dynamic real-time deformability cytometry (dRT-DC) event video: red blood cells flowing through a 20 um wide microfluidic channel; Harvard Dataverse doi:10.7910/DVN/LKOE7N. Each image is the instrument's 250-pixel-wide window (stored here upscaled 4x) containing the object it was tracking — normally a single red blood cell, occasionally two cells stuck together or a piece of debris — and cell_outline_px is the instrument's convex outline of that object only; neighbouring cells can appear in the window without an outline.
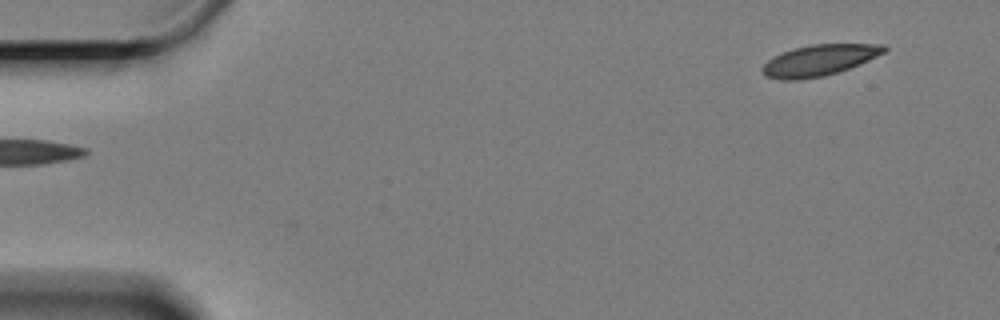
{"species": "Egyptian fruit bat (a non-hibernating species)", "species_latin": "Rousettus aegyptiacus", "temperature_condition": "cold", "stored_images_in_passage": 15, "camera_frame_rate_fps": 3000, "um_per_image_px": 0.085, "animal": {"sex": "female"}, "frame": {"image": 1, "passage_image": 1, "time_ms": 0.0, "image_size_px": [1000, 320], "cell_outline_px": [[888, 48], [884, 52], [868, 60], [848, 68], [824, 76], [796, 80], [780, 80], [768, 76], [760, 68], [768, 60], [792, 48], [812, 44], [884, 44]], "centroid_in_image_um": [69.63, 5.11], "position_along_channel_um": 15.4, "area_um2": 21.68}}
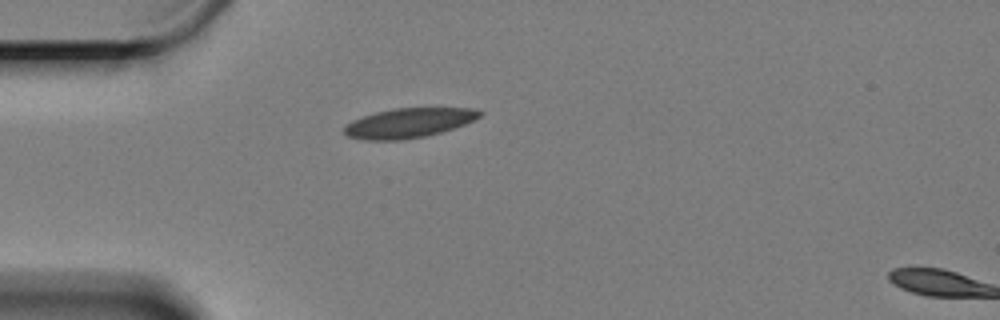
{"frame": {"image": 2, "passage_image": 13, "time_ms": 4.0, "image_size_px": [1000, 320], "cell_outline_px": [[484, 112], [480, 116], [464, 124], [440, 132], [424, 136], [400, 140], [368, 140], [348, 136], [344, 132], [344, 128], [352, 120], [376, 112], [392, 108], [476, 108]], "centroid_in_image_um": [34.75, 10.44], "position_along_channel_um": 50.3, "area_um2": 23.06}}